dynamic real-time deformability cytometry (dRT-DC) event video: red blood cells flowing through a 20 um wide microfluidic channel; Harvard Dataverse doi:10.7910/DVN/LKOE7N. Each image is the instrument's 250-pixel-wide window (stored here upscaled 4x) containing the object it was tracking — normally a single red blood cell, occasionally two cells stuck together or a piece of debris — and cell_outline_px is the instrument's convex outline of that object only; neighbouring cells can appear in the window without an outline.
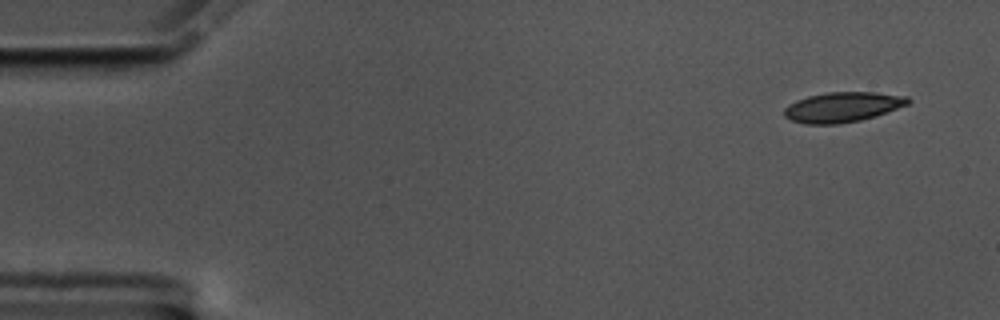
{"species": "common noctule bat (a hibernating species)", "species_latin": "Nyctalus noctula", "temperature_condition": "cold", "stored_images_in_passage": 14, "camera_frame_rate_fps": 3000, "um_per_image_px": 0.085, "animal": {"sex": "male", "body_mass_g": 17.5, "forearm_length_mm": 52.3}, "frame": {"image": 1, "passage_image": 1, "time_ms": 0.0, "image_size_px": [1000, 320], "cell_outline_px": [[912, 100], [908, 104], [876, 116], [860, 120], [840, 124], [804, 124], [792, 120], [784, 116], [784, 108], [788, 104], [796, 100], [808, 96], [828, 92], [876, 92], [908, 96]], "centroid_in_image_um": [71.62, 9.1], "position_along_channel_um": 13.4, "area_um2": 21.79}}
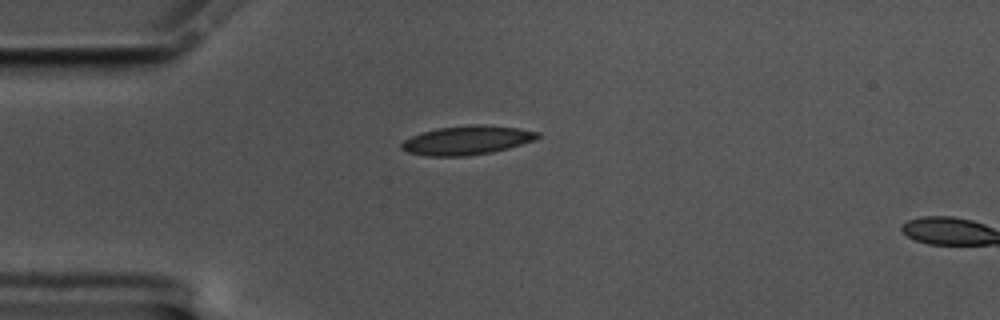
{"frame": {"image": 2, "passage_image": 12, "time_ms": 3.667, "image_size_px": [1000, 320], "cell_outline_px": [[540, 136], [536, 140], [508, 148], [492, 152], [464, 156], [428, 156], [408, 152], [400, 148], [400, 144], [404, 140], [412, 136], [424, 132], [440, 128], [472, 124], [480, 124], [520, 128], [540, 132]], "centroid_in_image_um": [39.73, 11.92], "position_along_channel_um": 45.3, "area_um2": 22.89}}